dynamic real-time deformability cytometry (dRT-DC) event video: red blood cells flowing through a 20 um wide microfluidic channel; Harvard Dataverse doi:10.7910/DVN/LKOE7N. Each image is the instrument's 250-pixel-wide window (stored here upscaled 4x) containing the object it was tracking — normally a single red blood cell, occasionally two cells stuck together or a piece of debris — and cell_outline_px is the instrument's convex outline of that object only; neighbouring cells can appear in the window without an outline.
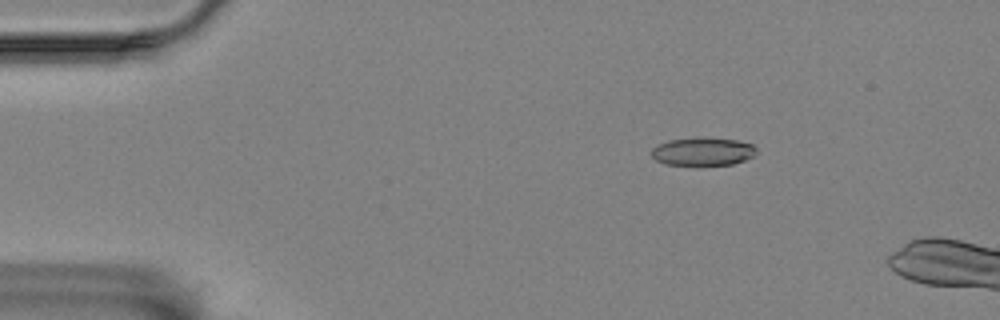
{"species": "Egyptian fruit bat (a non-hibernating species)", "species_latin": "Rousettus aegyptiacus", "temperature_condition": "room temperature", "stored_images_in_passage": 47, "camera_frame_rate_fps": 3000, "um_per_image_px": 0.085, "animal": {"sex": "female"}, "frame": {"image": 1, "passage_image": 2, "time_ms": 0.333, "image_size_px": [1000, 320], "cell_outline_px": [[756, 156], [732, 164], [664, 164], [656, 160], [652, 156], [652, 148], [668, 140], [704, 136], [736, 140], [752, 144], [756, 148]], "centroid_in_image_um": [59.77, 12.85], "position_along_channel_um": 25.2, "area_um2": 17.17}}
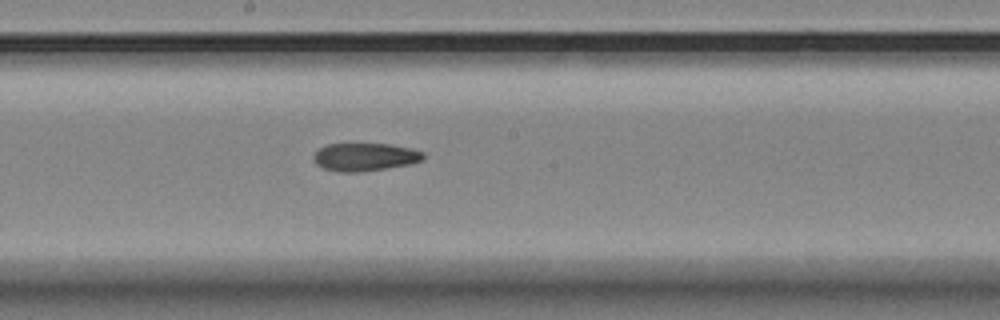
{"frame": {"image": 2, "passage_image": 24, "time_ms": 7.667, "image_size_px": [1000, 320], "cell_outline_px": [[424, 160], [412, 164], [360, 172], [340, 172], [324, 168], [316, 164], [312, 160], [312, 156], [320, 148], [328, 144], [388, 144], [412, 148], [424, 152]], "centroid_in_image_um": [31.04, 13.34], "position_along_channel_um": 217.2, "area_um2": 17.98}}
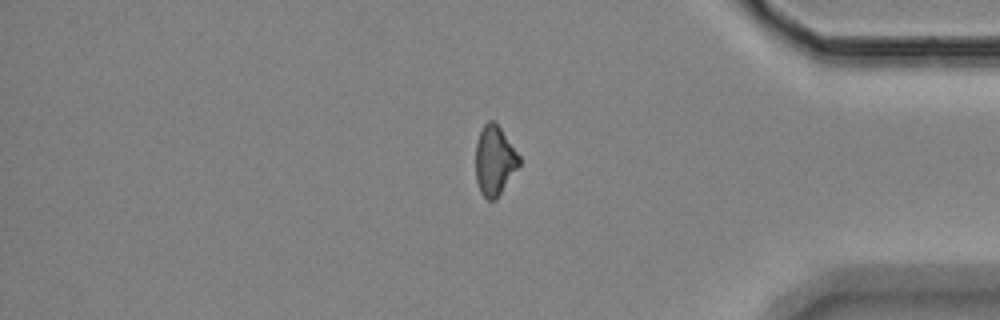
{"frame": {"image": 3, "passage_image": 41, "time_ms": 13.333, "image_size_px": [1000, 320], "cell_outline_px": [[520, 164], [496, 200], [488, 200], [480, 192], [476, 180], [476, 144], [480, 132], [484, 124], [488, 120], [492, 120], [500, 128], [520, 156]], "centroid_in_image_um": [42.03, 13.66], "position_along_channel_um": 393.2, "area_um2": 17.46}}